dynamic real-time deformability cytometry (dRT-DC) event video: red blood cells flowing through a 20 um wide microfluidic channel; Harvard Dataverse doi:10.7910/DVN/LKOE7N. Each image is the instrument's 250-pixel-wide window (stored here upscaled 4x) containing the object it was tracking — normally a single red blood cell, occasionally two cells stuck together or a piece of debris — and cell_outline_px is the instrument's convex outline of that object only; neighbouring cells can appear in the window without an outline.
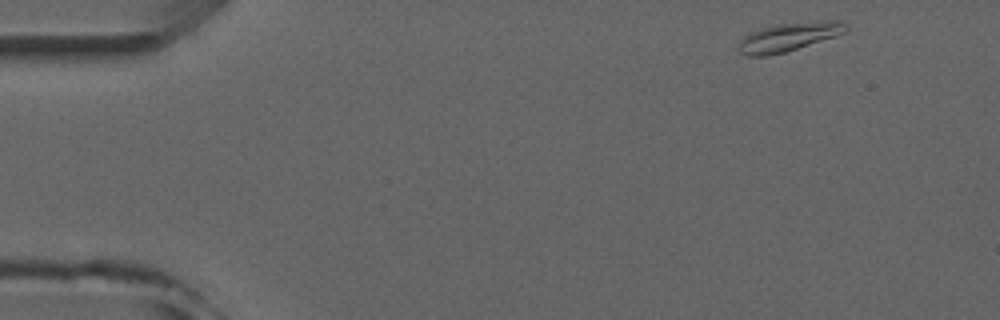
{"species": "common noctule bat (a hibernating species)", "species_latin": "Nyctalus noctula", "temperature_condition": "room temperature", "stored_images_in_passage": 5, "camera_frame_rate_fps": 3000, "um_per_image_px": 0.085, "animal": {"sex": "male", "forearm_length_mm": 52.5}, "frame": {"image": 1, "passage_image": 1, "time_ms": 0.0, "image_size_px": [1000, 320], "cell_outline_px": [[848, 28], [844, 32], [836, 36], [784, 52], [768, 56], [748, 56], [740, 52], [736, 48], [740, 40], [744, 36], [760, 28], [772, 24], [820, 20], [840, 20]], "centroid_in_image_um": [67.01, 3.12], "position_along_channel_um": 18.0, "area_um2": 18.03}}
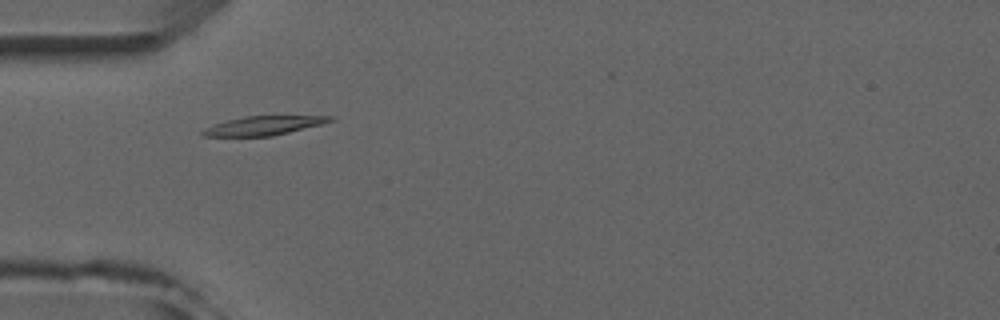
{"frame": {"image": 2, "passage_image": 4, "time_ms": 3.667, "image_size_px": [1000, 320], "cell_outline_px": [[336, 120], [272, 136], [204, 136], [200, 132], [204, 128], [228, 120], [244, 116], [336, 116]], "centroid_in_image_um": [22.42, 10.67], "position_along_channel_um": 62.6, "area_um2": 13.87}}
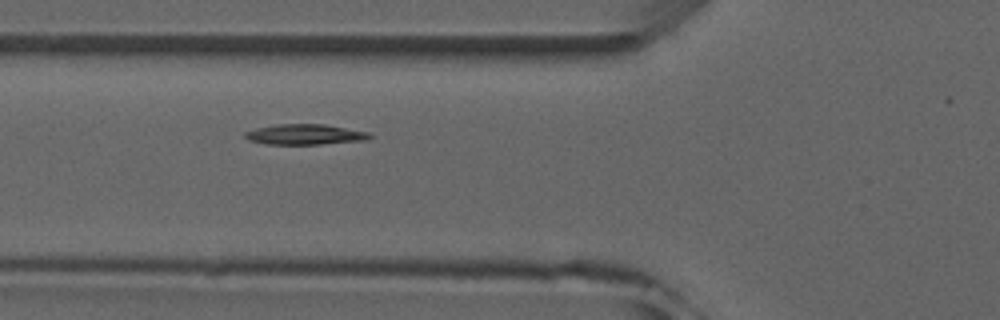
{"frame": {"image": 3, "passage_image": 5, "time_ms": 4.667, "image_size_px": [1000, 320], "cell_outline_px": [[372, 136], [368, 140], [320, 144], [264, 144], [248, 140], [244, 136], [244, 132], [256, 128], [276, 124], [324, 124], [372, 132]], "centroid_in_image_um": [25.95, 11.42], "position_along_channel_um": 99.9, "area_um2": 15.03}}